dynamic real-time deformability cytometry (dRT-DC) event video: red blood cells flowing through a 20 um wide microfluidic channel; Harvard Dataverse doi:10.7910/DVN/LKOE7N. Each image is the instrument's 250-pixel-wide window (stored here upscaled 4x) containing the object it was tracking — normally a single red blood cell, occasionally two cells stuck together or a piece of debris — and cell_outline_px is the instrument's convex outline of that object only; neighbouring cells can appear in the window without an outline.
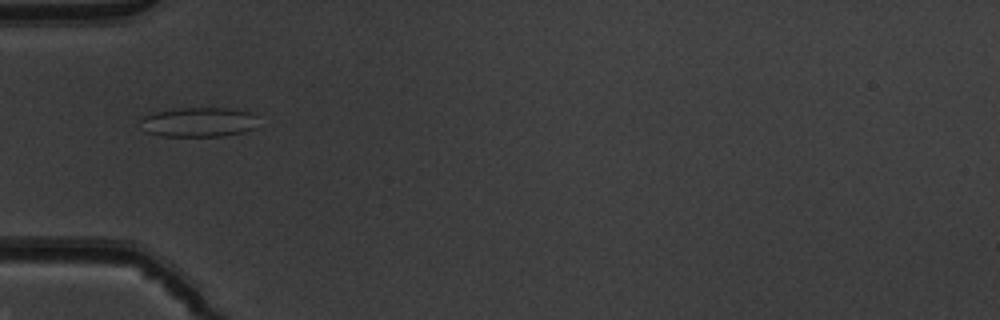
{"species": "common noctule bat (a hibernating species)", "species_latin": "Nyctalus noctula", "temperature_condition": "warm", "stored_images_in_passage": 33, "camera_frame_rate_fps": 3000, "um_per_image_px": 0.085, "animal": {"sex": "male", "body_mass_g": 19.5, "forearm_length_mm": 54.6}, "frame": {"image": 1, "passage_image": 2, "time_ms": 0.333, "image_size_px": [1000, 320], "cell_outline_px": [[256, 128], [244, 132], [220, 136], [160, 136], [148, 132], [140, 120], [140, 116], [152, 112], [180, 108], [228, 108], [252, 112], [256, 116]], "centroid_in_image_um": [16.9, 10.37], "position_along_channel_um": 68.1, "area_um2": 20.4}}
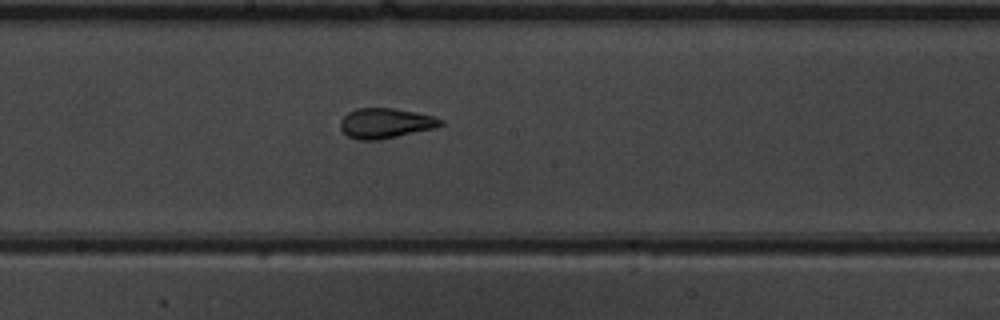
{"frame": {"image": 2, "passage_image": 13, "time_ms": 4.0, "image_size_px": [1000, 320], "cell_outline_px": [[444, 124], [436, 128], [380, 140], [356, 140], [348, 136], [340, 128], [340, 120], [348, 112], [356, 108], [392, 108], [416, 112], [432, 116], [444, 120]], "centroid_in_image_um": [32.77, 10.48], "position_along_channel_um": 215.4, "area_um2": 17.74}}
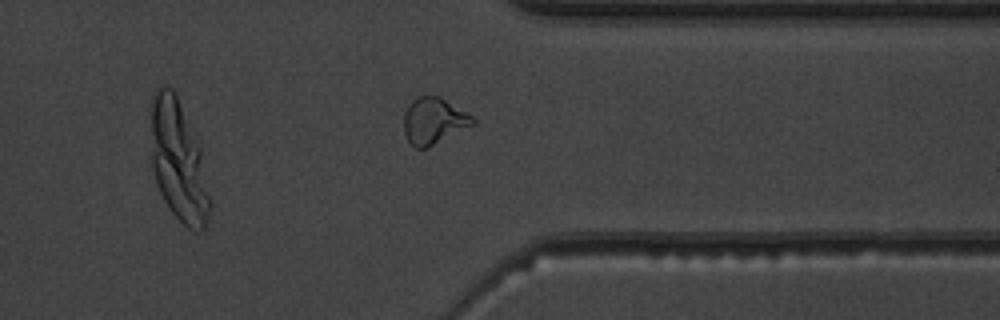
{"frame": {"image": 3, "passage_image": 25, "time_ms": 8.0, "image_size_px": [1000, 320], "cell_outline_px": [[476, 124], [428, 148], [416, 148], [408, 140], [404, 132], [404, 112], [408, 104], [412, 100], [420, 96], [440, 96], [468, 112], [476, 120]], "centroid_in_image_um": [36.9, 10.27], "position_along_channel_um": 374.5, "area_um2": 18.9}, "authors_computed_cell_mechanics": {"area_um2": 17.5712, "velocity_mm_per_s": 4.0368, "shape_relaxation_time_tau1_ms": 10.5226, "shape_relaxation_time_tau2_ms": 1.0529, "deformation_change_tau1": 0.281, "deformation_change_tau2": 0.0931}}